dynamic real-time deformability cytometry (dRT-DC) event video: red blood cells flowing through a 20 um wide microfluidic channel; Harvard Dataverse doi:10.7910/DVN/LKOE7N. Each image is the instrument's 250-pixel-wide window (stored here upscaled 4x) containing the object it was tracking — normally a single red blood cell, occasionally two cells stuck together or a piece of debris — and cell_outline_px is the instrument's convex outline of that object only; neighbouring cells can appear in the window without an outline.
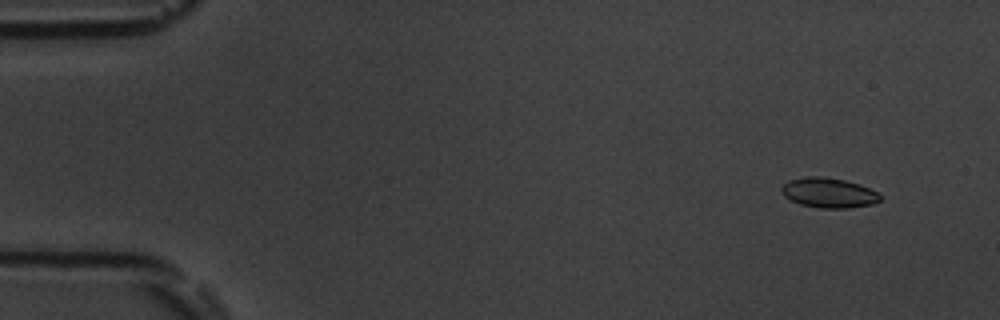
{"species": "common noctule bat (a hibernating species)", "species_latin": "Nyctalus noctula", "temperature_condition": "room temperature", "stored_images_in_passage": 55, "camera_frame_rate_fps": 3000, "um_per_image_px": 0.085, "animal": {"sex": "male", "body_mass_g": 19.5, "forearm_length_mm": 54.6}, "frame": {"image": 1, "passage_image": 5, "time_ms": 1.333, "image_size_px": [1000, 320], "cell_outline_px": [[880, 200], [872, 204], [848, 208], [820, 208], [800, 204], [784, 196], [780, 192], [780, 188], [788, 180], [808, 176], [820, 176], [844, 180], [860, 184], [876, 192], [880, 196]], "centroid_in_image_um": [70.4, 16.38], "position_along_channel_um": 14.6, "area_um2": 17.11}}
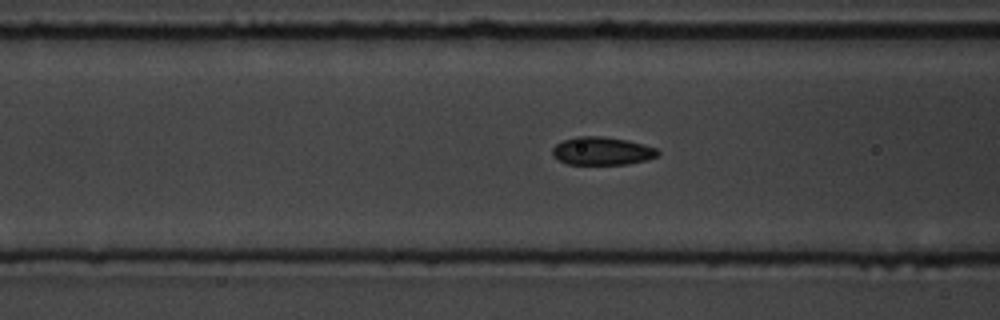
{"frame": {"image": 2, "passage_image": 22, "time_ms": 7.0, "image_size_px": [1000, 320], "cell_outline_px": [[660, 152], [656, 156], [648, 160], [628, 164], [568, 164], [552, 156], [552, 148], [556, 144], [564, 140], [576, 136], [604, 136], [628, 140], [644, 144], [656, 148]], "centroid_in_image_um": [51.18, 12.83], "position_along_channel_um": 115.4, "area_um2": 17.34}}
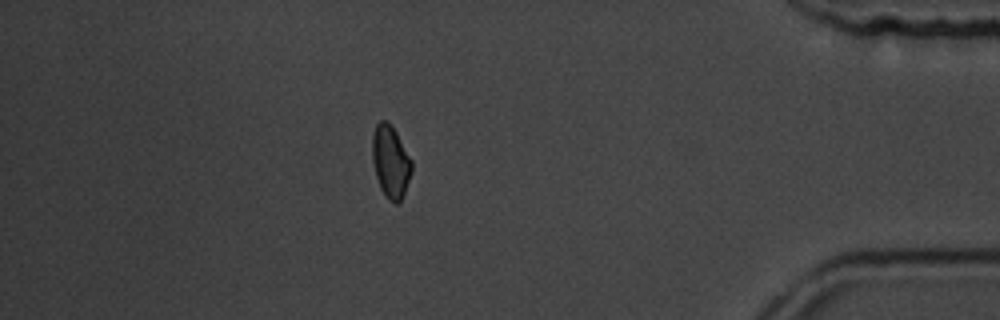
{"frame": {"image": 3, "passage_image": 48, "time_ms": 15.667, "image_size_px": [1000, 320], "cell_outline_px": [[412, 172], [400, 204], [396, 204], [388, 200], [380, 188], [376, 176], [372, 160], [372, 136], [376, 124], [380, 120], [388, 120], [392, 124], [412, 160]], "centroid_in_image_um": [33.2, 13.73], "position_along_channel_um": 402.0, "area_um2": 16.94}, "authors_computed_cell_mechanics": {"area_um2": 16.9932, "velocity_mm_per_s": 3.7864, "shape_relaxation_time_tau1_ms": 2.2752, "shape_relaxation_time_tau2_ms": 4.1253, "deformation_change_tau1": 0.0938, "deformation_change_tau2": 0.0801}}